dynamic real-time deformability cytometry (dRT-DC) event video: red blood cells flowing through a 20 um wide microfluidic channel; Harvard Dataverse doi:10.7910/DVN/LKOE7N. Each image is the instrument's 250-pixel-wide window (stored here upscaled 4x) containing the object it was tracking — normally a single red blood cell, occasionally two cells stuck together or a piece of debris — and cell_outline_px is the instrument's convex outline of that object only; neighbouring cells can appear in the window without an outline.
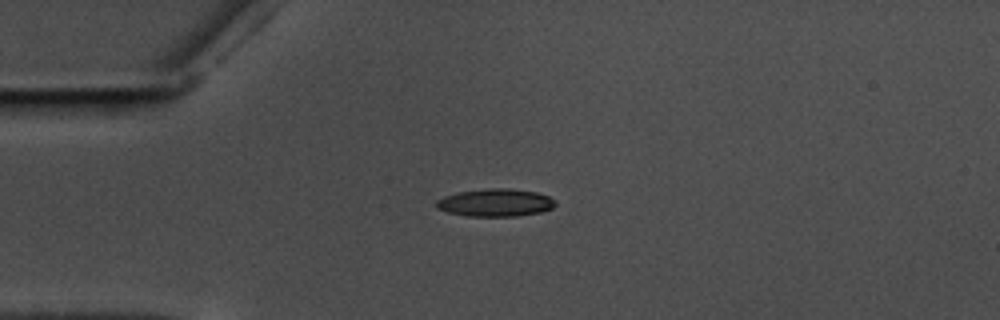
{"species": "common noctule bat (a hibernating species)", "species_latin": "Nyctalus noctula", "temperature_condition": "warm", "stored_images_in_passage": 44, "camera_frame_rate_fps": 3000, "um_per_image_px": 0.085, "animal": {"sex": "male", "body_mass_g": 17.5, "forearm_length_mm": 52.3}, "frame": {"image": 1, "passage_image": 1, "time_ms": 0.0, "image_size_px": [1000, 320], "cell_outline_px": [[556, 204], [552, 208], [540, 212], [516, 216], [468, 216], [448, 212], [436, 208], [436, 200], [444, 196], [460, 192], [492, 188], [508, 188], [536, 192], [548, 196], [556, 200]], "centroid_in_image_um": [42.12, 17.23], "position_along_channel_um": 42.9, "area_um2": 19.07}}
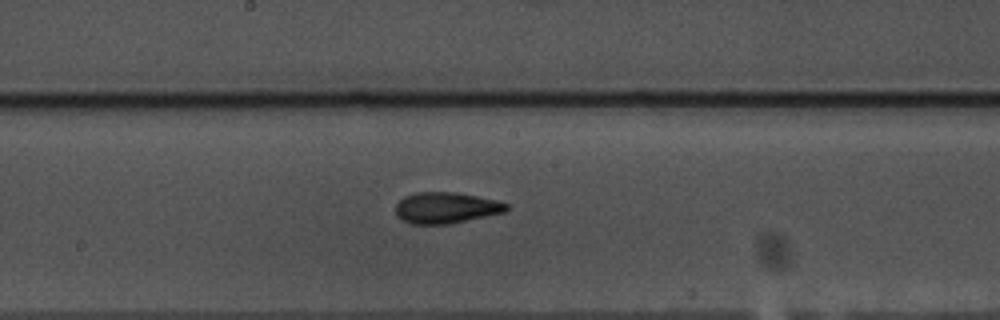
{"frame": {"image": 2, "passage_image": 17, "time_ms": 5.333, "image_size_px": [1000, 320], "cell_outline_px": [[508, 208], [504, 212], [448, 224], [412, 224], [396, 216], [396, 204], [404, 196], [416, 192], [456, 192], [476, 196], [508, 204]], "centroid_in_image_um": [37.86, 17.66], "position_along_channel_um": 210.3, "area_um2": 19.83}}
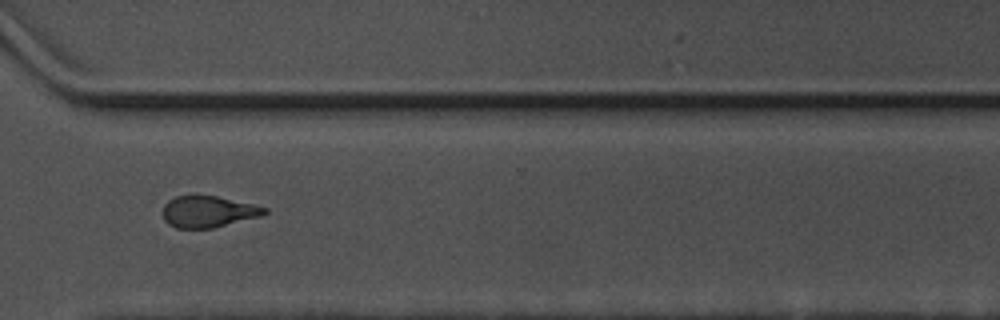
{"frame": {"image": 3, "passage_image": 29, "time_ms": 9.333, "image_size_px": [1000, 320], "cell_outline_px": [[268, 212], [264, 216], [212, 228], [176, 228], [168, 224], [164, 220], [164, 204], [168, 200], [176, 196], [216, 196], [256, 204], [268, 208]], "centroid_in_image_um": [17.76, 17.99], "position_along_channel_um": 352.8, "area_um2": 18.79}, "authors_computed_cell_mechanics": {"area_um2": 19.3052, "velocity_mm_per_s": 3.5609, "shape_relaxation_time_tau1_ms": 3.011, "shape_relaxation_time_tau2_ms": 2.2578, "deformation_change_tau1": 0.1449, "deformation_change_tau2": 0.1}}